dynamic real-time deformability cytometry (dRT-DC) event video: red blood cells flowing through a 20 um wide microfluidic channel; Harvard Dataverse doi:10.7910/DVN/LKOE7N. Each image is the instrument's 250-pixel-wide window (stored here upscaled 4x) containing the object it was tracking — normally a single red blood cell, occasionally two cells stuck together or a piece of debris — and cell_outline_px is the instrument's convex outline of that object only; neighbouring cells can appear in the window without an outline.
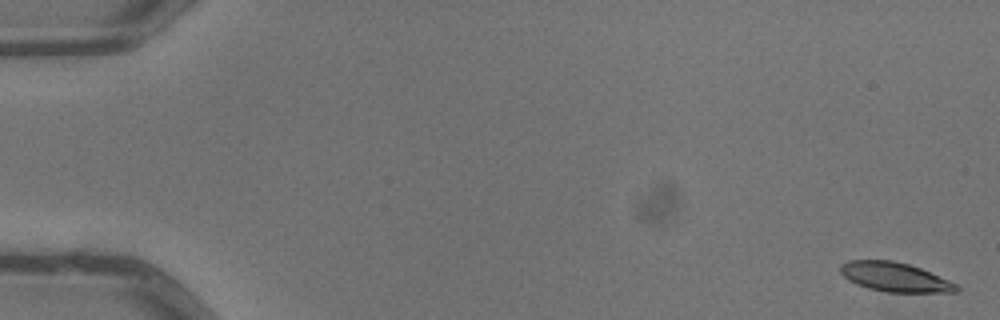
{"species": "common noctule bat (a hibernating species)", "species_latin": "Nyctalus noctula", "temperature_condition": "warm", "stored_images_in_passage": 5, "camera_frame_rate_fps": 3000, "um_per_image_px": 0.085, "animal": {"sex": "male", "body_mass_g": 13.3}, "frame": {"image": 1, "passage_image": 1, "time_ms": 0.0, "image_size_px": [1000, 320], "cell_outline_px": [[960, 292], [884, 292], [868, 288], [856, 284], [848, 280], [840, 272], [840, 264], [848, 260], [892, 260], [908, 264], [920, 268], [948, 280], [956, 284], [960, 288]], "centroid_in_image_um": [76.04, 23.55], "position_along_channel_um": 9.0, "area_um2": 19.77}}
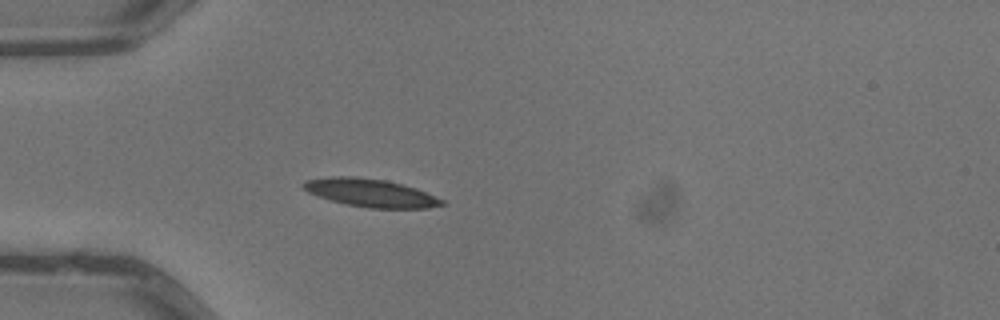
{"frame": {"image": 2, "passage_image": 5, "time_ms": 1.333, "image_size_px": [1000, 320], "cell_outline_px": [[448, 204], [428, 208], [368, 208], [344, 204], [328, 200], [308, 192], [300, 188], [300, 184], [304, 180], [332, 176], [352, 176], [388, 180], [416, 188], [444, 200]], "centroid_in_image_um": [31.46, 16.39], "position_along_channel_um": 53.5, "area_um2": 23.0}}